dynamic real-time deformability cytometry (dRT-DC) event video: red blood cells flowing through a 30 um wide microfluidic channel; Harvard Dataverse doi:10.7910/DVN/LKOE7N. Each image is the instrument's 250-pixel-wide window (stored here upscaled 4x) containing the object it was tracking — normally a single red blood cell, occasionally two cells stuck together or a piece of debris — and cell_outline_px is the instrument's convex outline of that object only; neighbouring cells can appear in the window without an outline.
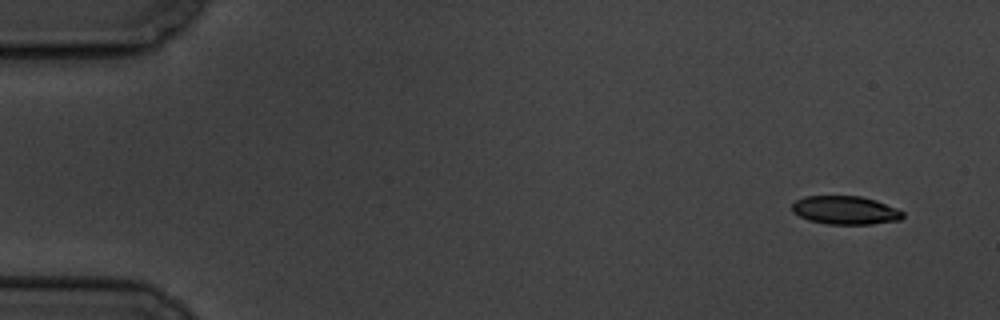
{"species": "common noctule bat (a hibernating species)", "species_latin": "Nyctalus noctula", "temperature_condition": "cold", "stored_images_in_passage": 5, "camera_frame_rate_fps": 3000, "um_per_image_px": 0.085, "animal": {"sex": "male", "body_mass_g": 19.5, "forearm_length_mm": 54.6}, "frame": {"image": 1, "passage_image": 1, "time_ms": 0.0, "image_size_px": [1000, 320], "cell_outline_px": [[904, 216], [900, 220], [872, 224], [828, 224], [808, 220], [792, 212], [792, 204], [796, 200], [804, 196], [860, 196], [876, 200], [896, 208], [904, 212]], "centroid_in_image_um": [71.85, 17.87], "position_along_channel_um": 13.1, "area_um2": 18.38}}
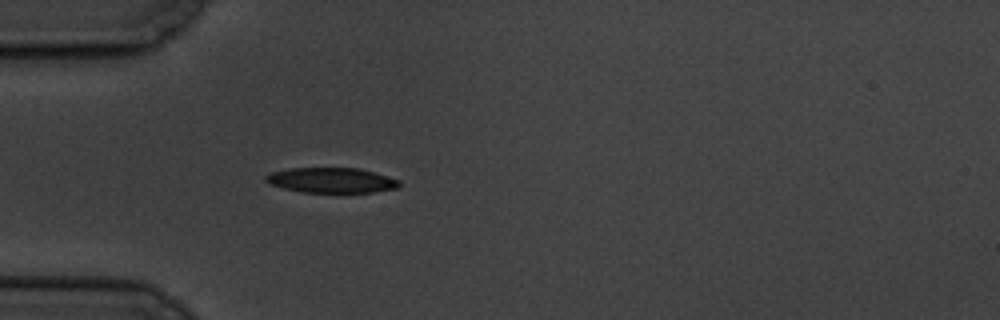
{"frame": {"image": 2, "passage_image": 5, "time_ms": 4.667, "image_size_px": [1000, 320], "cell_outline_px": [[400, 184], [396, 188], [372, 192], [300, 192], [284, 188], [272, 184], [264, 180], [264, 176], [272, 172], [292, 168], [360, 168], [400, 180]], "centroid_in_image_um": [28.17, 15.32], "position_along_channel_um": 56.8, "area_um2": 19.36}}